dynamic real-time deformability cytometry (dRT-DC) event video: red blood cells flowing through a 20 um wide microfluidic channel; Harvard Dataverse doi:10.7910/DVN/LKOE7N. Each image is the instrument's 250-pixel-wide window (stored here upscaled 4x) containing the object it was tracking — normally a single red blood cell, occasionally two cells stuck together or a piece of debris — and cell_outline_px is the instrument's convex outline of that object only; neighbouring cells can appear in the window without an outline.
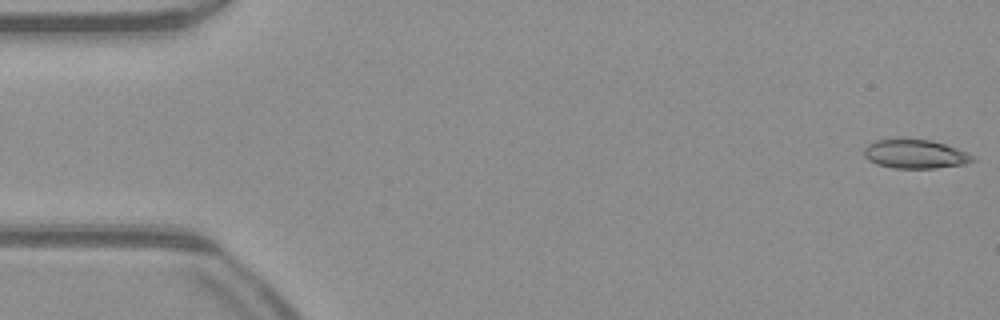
{"species": "common noctule bat (a hibernating species)", "species_latin": "Nyctalus noctula", "temperature_condition": "warm", "stored_images_in_passage": 51, "camera_frame_rate_fps": 3000, "um_per_image_px": 0.085, "animal": {"sex": "male", "body_mass_g": 23.1, "forearm_length_mm": 52.7}, "frame": {"image": 1, "passage_image": 1, "time_ms": 0.0, "image_size_px": [1000, 320], "cell_outline_px": [[976, 160], [964, 164], [936, 168], [892, 168], [876, 164], [868, 160], [864, 156], [864, 148], [868, 144], [876, 140], [900, 136], [932, 140], [968, 152], [976, 156]], "centroid_in_image_um": [77.77, 13.05], "position_along_channel_um": 7.2, "area_um2": 19.02}}
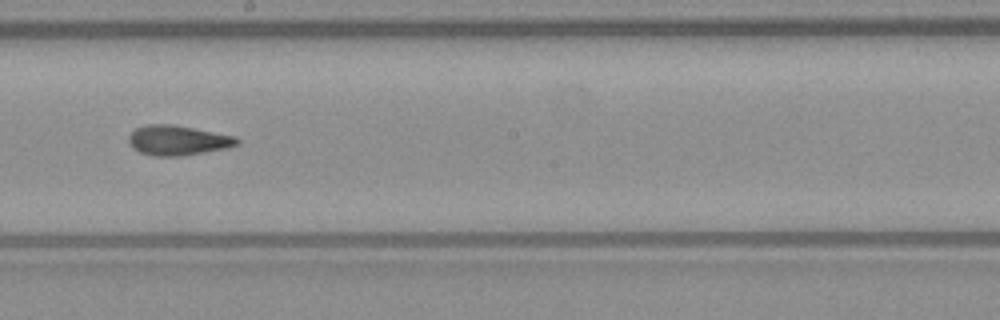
{"frame": {"image": 2, "passage_image": 28, "time_ms": 9.0, "image_size_px": [1000, 320], "cell_outline_px": [[240, 144], [228, 148], [180, 156], [152, 156], [140, 152], [132, 148], [128, 140], [128, 136], [136, 128], [148, 124], [172, 124], [236, 136], [240, 140]], "centroid_in_image_um": [15.12, 11.93], "position_along_channel_um": 233.1, "area_um2": 18.96}}
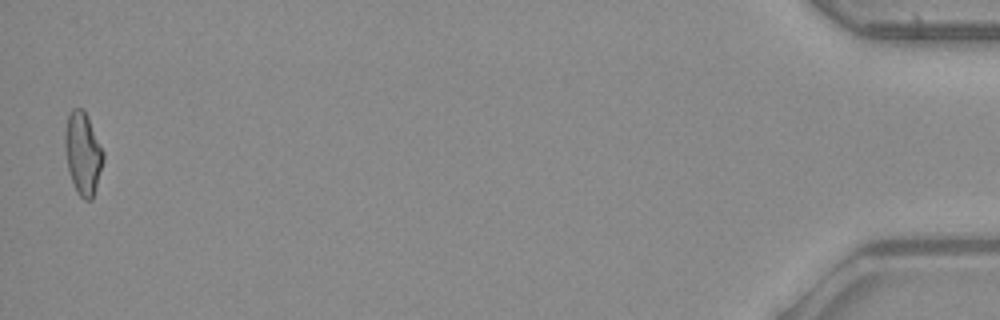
{"frame": {"image": 3, "passage_image": 50, "time_ms": 16.333, "image_size_px": [1000, 320], "cell_outline_px": [[104, 160], [92, 200], [84, 200], [80, 196], [72, 180], [68, 168], [64, 148], [64, 132], [68, 116], [72, 108], [80, 108], [84, 112], [104, 152]], "centroid_in_image_um": [7.03, 13.05], "position_along_channel_um": 428.2, "area_um2": 18.03}, "authors_computed_cell_mechanics": {"area_um2": 18.5538, "velocity_mm_per_s": 4.0787, "shape_relaxation_time_tau1_ms": null, "shape_relaxation_time_tau2_ms": 2.3011, "deformation_change_tau1": null, "deformation_change_tau2": 0.1096}}